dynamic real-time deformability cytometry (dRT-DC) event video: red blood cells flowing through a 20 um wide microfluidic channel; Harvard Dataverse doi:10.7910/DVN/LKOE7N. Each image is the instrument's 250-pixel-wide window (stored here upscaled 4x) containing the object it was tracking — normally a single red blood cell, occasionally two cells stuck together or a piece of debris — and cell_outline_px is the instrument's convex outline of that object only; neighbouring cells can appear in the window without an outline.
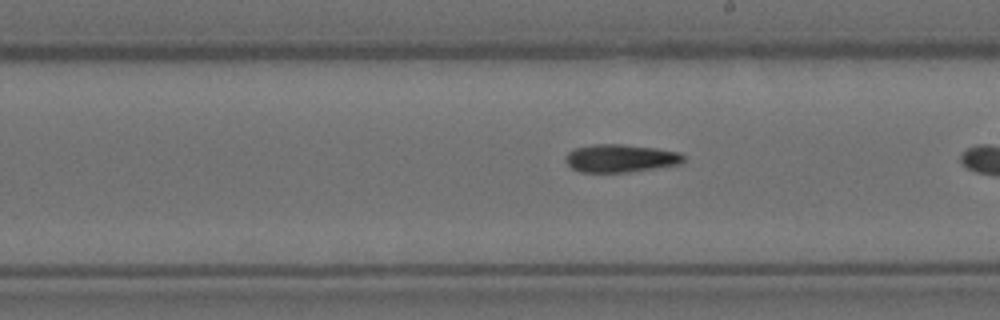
{"species": "Egyptian fruit bat (a non-hibernating species)", "species_latin": "Rousettus aegyptiacus", "temperature_condition": "room temperature", "stored_images_in_passage": 35, "camera_frame_rate_fps": 3000, "um_per_image_px": 0.085, "animal": {"sex": "female"}, "frame": {"image": 1, "passage_image": 16, "time_ms": 5.0, "image_size_px": [1000, 320], "cell_outline_px": [[684, 160], [680, 164], [656, 168], [628, 172], [580, 172], [572, 168], [564, 160], [564, 156], [568, 152], [576, 148], [592, 144], [624, 144], [656, 148], [680, 152], [684, 156]], "centroid_in_image_um": [52.73, 13.45], "position_along_channel_um": 236.3, "area_um2": 19.31}}
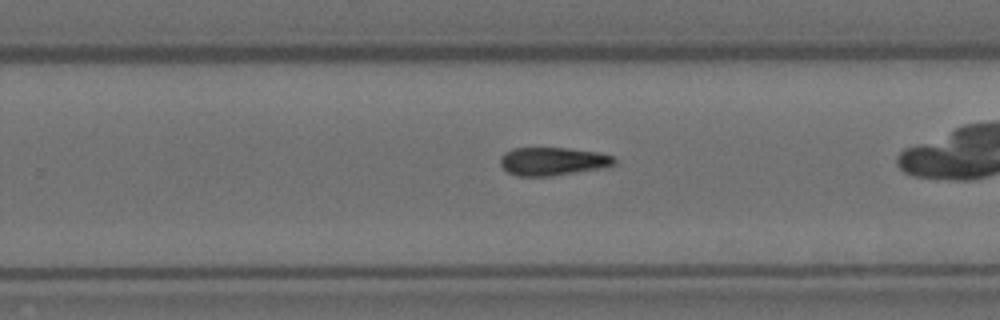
{"frame": {"image": 2, "passage_image": 20, "time_ms": 6.333, "image_size_px": [1000, 320], "cell_outline_px": [[616, 164], [604, 168], [552, 176], [516, 176], [508, 172], [500, 164], [500, 156], [504, 152], [512, 148], [568, 148], [600, 152], [612, 156], [616, 160]], "centroid_in_image_um": [46.99, 13.71], "position_along_channel_um": 282.8, "area_um2": 18.96}}